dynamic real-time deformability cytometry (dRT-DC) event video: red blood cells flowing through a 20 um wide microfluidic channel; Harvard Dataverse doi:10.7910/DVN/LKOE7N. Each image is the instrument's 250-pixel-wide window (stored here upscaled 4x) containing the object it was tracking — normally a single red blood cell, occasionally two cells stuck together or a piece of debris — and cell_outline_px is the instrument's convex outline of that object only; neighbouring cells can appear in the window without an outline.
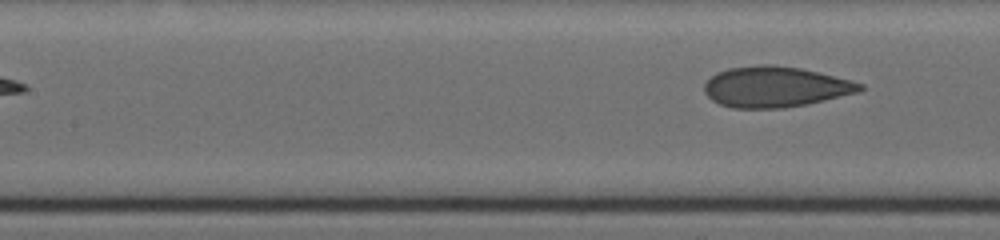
{"species": "human", "species_latin": "Homo sapiens", "temperature_condition": "cold", "stored_images_in_passage": 13, "segment_of_instrument_passage": [2, 2], "camera_frame_rate_fps": 3000, "um_per_image_px": 0.085, "donor": {"sex": "female"}, "frame": {"image": 1, "passage_image": 13, "time_ms": 8.0, "image_size_px": [1000, 240], "cell_outline_px": [[864, 88], [860, 92], [804, 104], [784, 108], [732, 108], [720, 104], [712, 100], [704, 92], [704, 84], [716, 72], [728, 68], [760, 64], [772, 64], [800, 68], [852, 80], [864, 84]], "centroid_in_image_um": [65.89, 7.37], "position_along_channel_um": 141.5, "area_um2": 36.88}}